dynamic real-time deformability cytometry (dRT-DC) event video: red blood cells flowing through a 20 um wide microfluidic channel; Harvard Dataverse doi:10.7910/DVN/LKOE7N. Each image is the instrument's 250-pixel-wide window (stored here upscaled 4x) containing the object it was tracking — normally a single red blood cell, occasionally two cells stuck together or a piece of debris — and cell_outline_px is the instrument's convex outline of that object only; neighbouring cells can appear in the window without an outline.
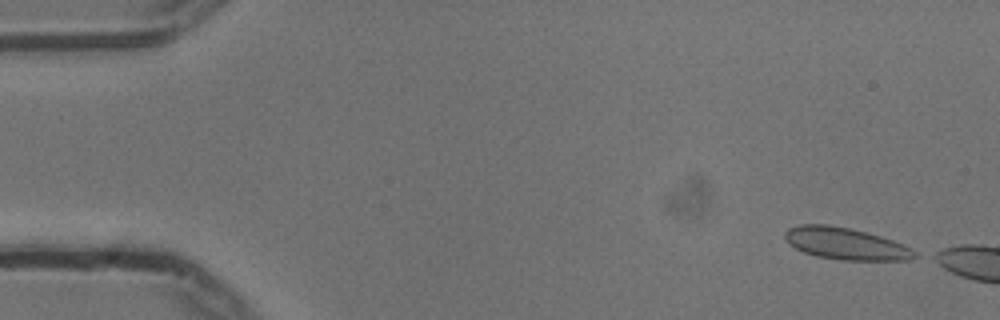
{"species": "common noctule bat (a hibernating species)", "species_latin": "Nyctalus noctula", "temperature_condition": "cold", "stored_images_in_passage": 4, "camera_frame_rate_fps": 3000, "um_per_image_px": 0.085, "animal": {"sex": "male", "body_mass_g": 13.3}, "frame": {"image": 1, "passage_image": 1, "time_ms": 0.0, "image_size_px": [1000, 320], "cell_outline_px": [[920, 256], [912, 260], [840, 260], [816, 256], [804, 252], [788, 244], [784, 236], [784, 232], [788, 228], [800, 224], [828, 224], [848, 228], [880, 236], [892, 240], [912, 248], [920, 252]], "centroid_in_image_um": [71.91, 20.72], "position_along_channel_um": 13.1, "area_um2": 24.33}}